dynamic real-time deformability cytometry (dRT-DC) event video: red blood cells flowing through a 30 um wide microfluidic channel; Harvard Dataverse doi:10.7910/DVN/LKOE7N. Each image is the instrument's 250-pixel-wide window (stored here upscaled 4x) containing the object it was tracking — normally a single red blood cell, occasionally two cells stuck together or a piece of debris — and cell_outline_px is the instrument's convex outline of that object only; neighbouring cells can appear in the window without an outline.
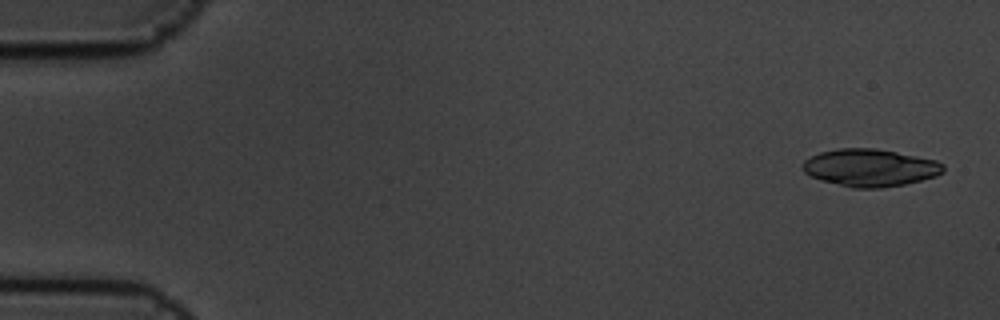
{"species": "common noctule bat (a hibernating species)", "species_latin": "Nyctalus noctula", "temperature_condition": "cold", "stored_images_in_passage": 5, "camera_frame_rate_fps": 3000, "um_per_image_px": 0.085, "animal": {"sex": "male", "body_mass_g": 19.5, "forearm_length_mm": 54.6}, "frame": {"image": 1, "passage_image": 1, "time_ms": 0.0, "image_size_px": [1000, 320], "cell_outline_px": [[944, 172], [936, 176], [904, 184], [880, 188], [852, 188], [820, 180], [804, 172], [800, 168], [804, 160], [820, 152], [840, 148], [876, 148], [936, 160], [944, 164]], "centroid_in_image_um": [73.94, 14.25], "position_along_channel_um": 11.1, "area_um2": 30.69}}